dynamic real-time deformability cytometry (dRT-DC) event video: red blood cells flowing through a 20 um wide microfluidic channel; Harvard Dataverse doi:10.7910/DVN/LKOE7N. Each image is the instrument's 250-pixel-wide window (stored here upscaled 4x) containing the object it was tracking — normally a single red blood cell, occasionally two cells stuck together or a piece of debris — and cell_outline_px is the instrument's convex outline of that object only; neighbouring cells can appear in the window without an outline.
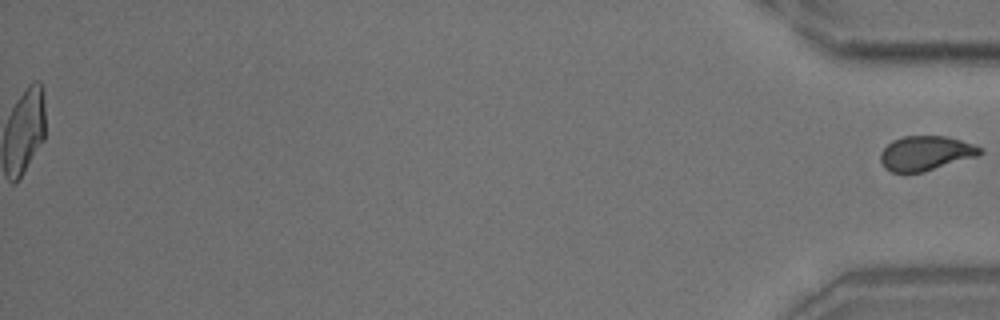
{"species": "common noctule bat (a hibernating species)", "species_latin": "Nyctalus noctula", "temperature_condition": "room temperature", "stored_images_in_passage": 44, "segment_of_instrument_passage": [2, 2], "camera_frame_rate_fps": 3000, "um_per_image_px": 0.085, "animal": {"sex": "male", "body_mass_g": 18.8}, "frame": {"image": 1, "passage_image": 44, "time_ms": 14.333, "image_size_px": [1000, 320], "cell_outline_px": [[984, 152], [976, 156], [924, 172], [892, 172], [884, 168], [880, 160], [880, 152], [892, 140], [904, 136], [948, 136], [984, 148]], "centroid_in_image_um": [78.67, 13.02], "position_along_channel_um": 356.5, "area_um2": 20.06}}